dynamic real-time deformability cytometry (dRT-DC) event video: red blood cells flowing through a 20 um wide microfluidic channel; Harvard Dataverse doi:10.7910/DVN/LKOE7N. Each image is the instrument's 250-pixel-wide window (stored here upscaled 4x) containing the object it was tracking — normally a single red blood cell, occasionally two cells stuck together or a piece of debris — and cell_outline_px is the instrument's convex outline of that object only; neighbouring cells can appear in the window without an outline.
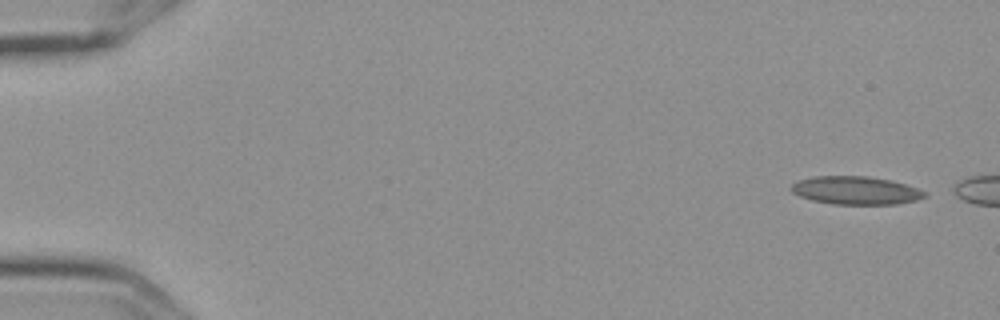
{"species": "Egyptian fruit bat (a non-hibernating species)", "species_latin": "Rousettus aegyptiacus", "temperature_condition": "cold", "stored_images_in_passage": 4, "camera_frame_rate_fps": 3000, "um_per_image_px": 0.085, "frame": {"image": 1, "passage_image": 1, "time_ms": 0.0, "image_size_px": [1000, 320], "cell_outline_px": [[928, 196], [916, 200], [896, 204], [832, 204], [812, 200], [800, 196], [792, 192], [788, 188], [796, 180], [812, 176], [868, 176], [892, 180], [916, 188], [924, 192]], "centroid_in_image_um": [72.68, 16.18], "position_along_channel_um": 12.3, "area_um2": 21.96}}